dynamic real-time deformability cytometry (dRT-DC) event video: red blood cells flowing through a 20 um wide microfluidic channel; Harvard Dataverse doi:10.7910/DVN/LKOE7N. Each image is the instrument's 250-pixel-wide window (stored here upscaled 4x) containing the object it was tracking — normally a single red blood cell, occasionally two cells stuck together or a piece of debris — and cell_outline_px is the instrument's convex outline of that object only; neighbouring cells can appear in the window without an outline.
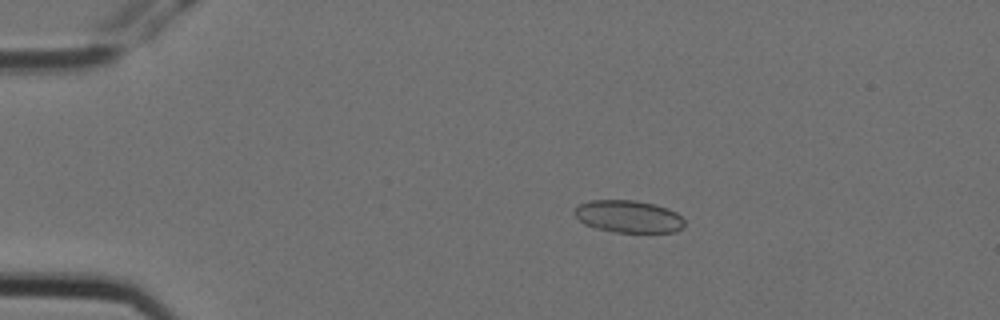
{"species": "Egyptian fruit bat (a non-hibernating species)", "species_latin": "Rousettus aegyptiacus", "temperature_condition": "cold", "stored_images_in_passage": 6, "camera_frame_rate_fps": 3000, "um_per_image_px": 0.085, "animal": {"sex": "female"}, "frame": {"image": 1, "passage_image": 2, "time_ms": 0.333, "image_size_px": [1000, 320], "cell_outline_px": [[684, 224], [676, 232], [612, 232], [596, 228], [584, 224], [572, 212], [580, 204], [588, 200], [636, 200], [656, 204], [668, 208], [676, 212], [684, 220]], "centroid_in_image_um": [53.41, 18.39], "position_along_channel_um": 31.6, "area_um2": 20.81}}
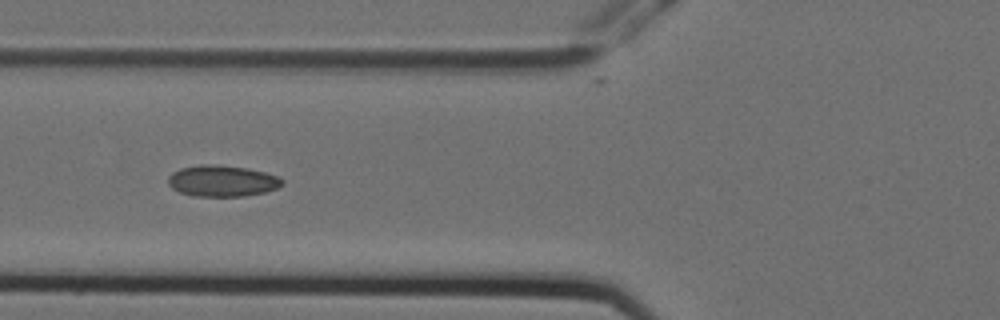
{"frame": {"image": 2, "passage_image": 5, "time_ms": 1.333, "image_size_px": [1000, 320], "cell_outline_px": [[284, 184], [276, 188], [264, 192], [244, 196], [192, 196], [180, 192], [172, 188], [168, 184], [168, 176], [172, 172], [180, 168], [200, 164], [212, 164], [248, 168], [264, 172], [276, 176], [284, 180]], "centroid_in_image_um": [18.86, 15.37], "position_along_channel_um": 106.9, "area_um2": 20.81}}
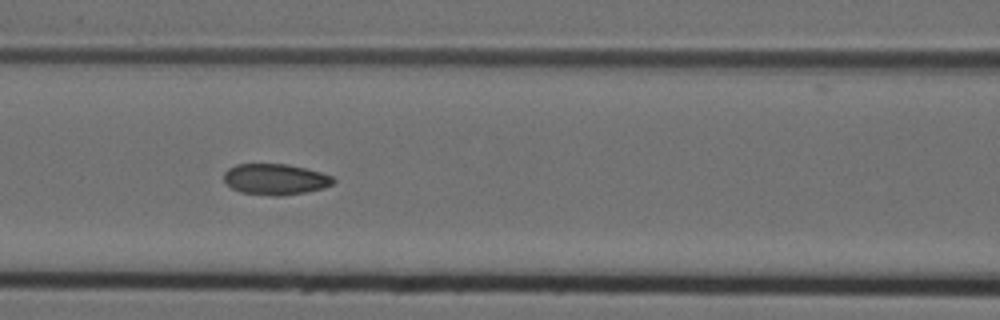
{"frame": {"image": 3, "passage_image": 6, "time_ms": 1.667, "image_size_px": [1000, 320], "cell_outline_px": [[336, 180], [332, 184], [324, 188], [304, 192], [280, 196], [272, 196], [240, 192], [232, 188], [224, 180], [224, 172], [228, 168], [236, 164], [288, 164], [320, 172], [332, 176]], "centroid_in_image_um": [23.39, 15.24], "position_along_channel_um": 143.2, "area_um2": 19.71}}